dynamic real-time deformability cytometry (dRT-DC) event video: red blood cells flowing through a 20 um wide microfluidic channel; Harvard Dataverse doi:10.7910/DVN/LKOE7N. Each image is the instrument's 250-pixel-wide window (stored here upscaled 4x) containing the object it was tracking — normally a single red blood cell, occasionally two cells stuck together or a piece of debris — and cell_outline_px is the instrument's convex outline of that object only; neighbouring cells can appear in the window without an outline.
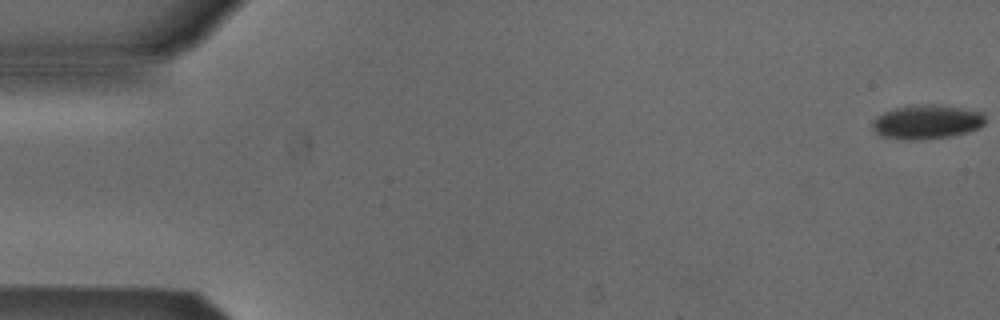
{"species": "Egyptian fruit bat (a non-hibernating species)", "species_latin": "Rousettus aegyptiacus", "temperature_condition": "cold", "stored_images_in_passage": 52, "camera_frame_rate_fps": 3000, "um_per_image_px": 0.085, "animal": {"sex": "male"}, "frame": {"image": 1, "passage_image": 1, "time_ms": 0.0, "image_size_px": [1000, 320], "cell_outline_px": [[984, 124], [976, 128], [964, 132], [948, 136], [912, 140], [908, 140], [880, 136], [872, 128], [872, 120], [876, 116], [884, 112], [896, 108], [928, 104], [932, 104], [964, 108], [984, 112]], "centroid_in_image_um": [78.74, 10.35], "position_along_channel_um": 6.3, "area_um2": 22.08}}
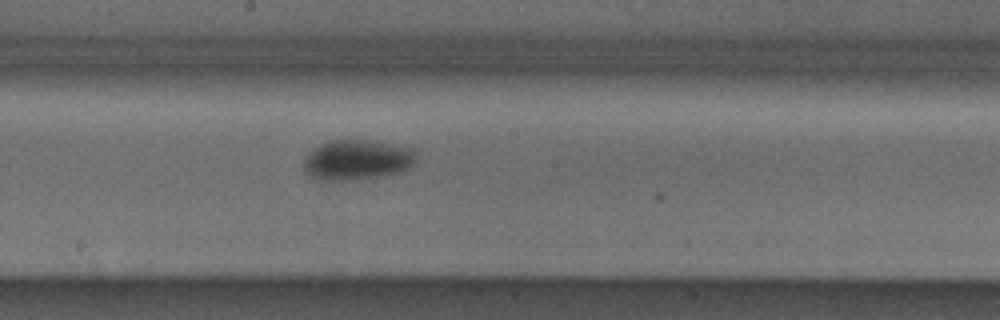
{"frame": {"image": 2, "passage_image": 29, "time_ms": 9.333, "image_size_px": [1000, 320], "cell_outline_px": [[416, 160], [408, 168], [400, 172], [376, 176], [340, 180], [320, 180], [312, 176], [304, 168], [304, 160], [320, 144], [332, 140], [364, 140], [412, 148], [416, 152]], "centroid_in_image_um": [30.38, 13.58], "position_along_channel_um": 217.8, "area_um2": 25.49}}
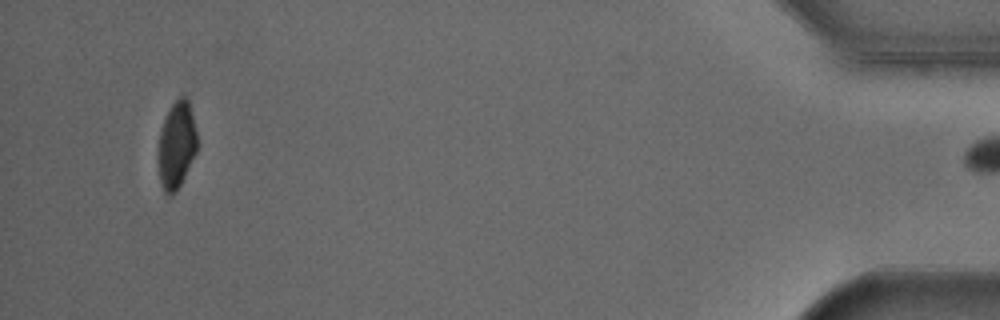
{"frame": {"image": 3, "passage_image": 51, "time_ms": 16.667, "image_size_px": [1000, 320], "cell_outline_px": [[196, 152], [176, 192], [172, 196], [168, 196], [164, 192], [160, 184], [160, 132], [164, 120], [172, 104], [180, 96], [184, 96], [188, 100], [196, 132]], "centroid_in_image_um": [15.01, 12.35], "position_along_channel_um": 420.2, "area_um2": 18.96}, "authors_computed_cell_mechanics": {"area_um2": 23.6113, "velocity_mm_per_s": 3.875, "shape_relaxation_time_tau1_ms": 4.3022, "shape_relaxation_time_tau2_ms": null, "deformation_change_tau1": 0.0676, "deformation_change_tau2": null}}